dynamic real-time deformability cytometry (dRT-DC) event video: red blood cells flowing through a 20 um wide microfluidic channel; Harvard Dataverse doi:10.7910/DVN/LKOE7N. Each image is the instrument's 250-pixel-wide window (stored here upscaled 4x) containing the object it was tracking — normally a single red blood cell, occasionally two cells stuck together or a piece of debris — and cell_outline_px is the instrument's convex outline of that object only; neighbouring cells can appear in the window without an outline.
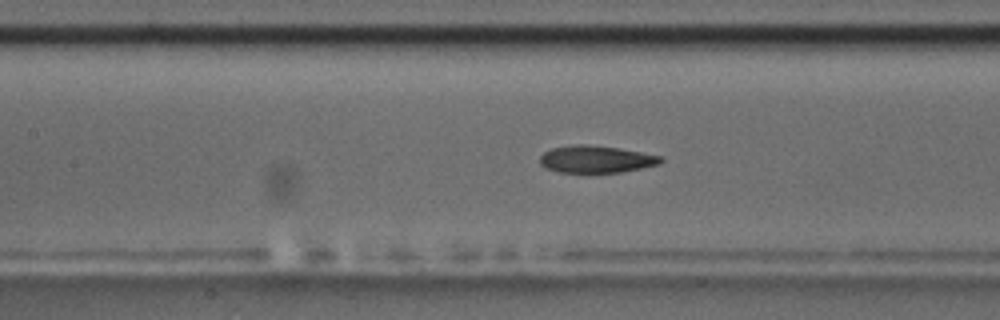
{"species": "common noctule bat (a hibernating species)", "species_latin": "Nyctalus noctula", "temperature_condition": "room temperature", "stored_images_in_passage": 53, "camera_frame_rate_fps": 3000, "um_per_image_px": 0.085, "animal": {"sex": "male", "body_mass_g": 17.5, "forearm_length_mm": 52.3}, "frame": {"image": 1, "passage_image": 23, "time_ms": 7.333, "image_size_px": [1000, 320], "cell_outline_px": [[664, 160], [660, 164], [620, 172], [560, 172], [544, 168], [540, 164], [540, 156], [544, 152], [552, 148], [576, 144], [588, 144], [616, 148], [664, 156]], "centroid_in_image_um": [50.66, 13.53], "position_along_channel_um": 156.7, "area_um2": 19.07}, "authors_computed_cell_mechanics": {"area_um2": 19.8254, "velocity_mm_per_s": 3.7096, "shape_relaxation_time_tau1_ms": 3.3689, "shape_relaxation_time_tau2_ms": 1.7882, "deformation_change_tau1": 0.1393, "deformation_change_tau2": 0.0863}}